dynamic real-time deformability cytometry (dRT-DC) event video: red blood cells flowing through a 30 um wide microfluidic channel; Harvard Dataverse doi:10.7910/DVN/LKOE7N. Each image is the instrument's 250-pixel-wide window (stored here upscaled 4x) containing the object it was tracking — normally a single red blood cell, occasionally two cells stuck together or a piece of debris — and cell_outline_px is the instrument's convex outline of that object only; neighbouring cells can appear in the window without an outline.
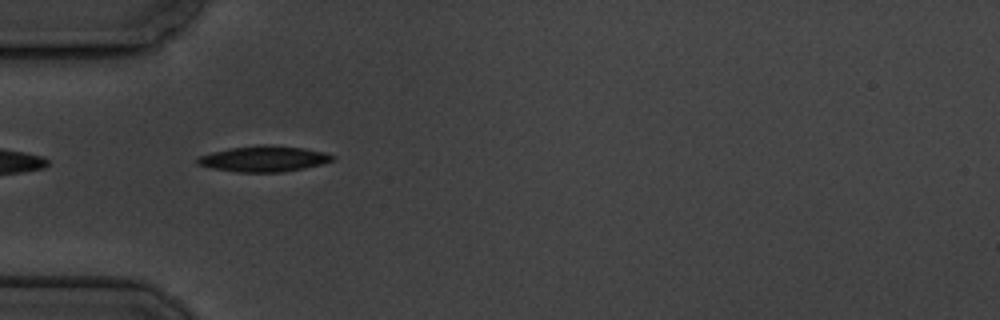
{"species": "common noctule bat (a hibernating species)", "species_latin": "Nyctalus noctula", "temperature_condition": "cold", "stored_images_in_passage": 8, "camera_frame_rate_fps": 3000, "um_per_image_px": 0.085, "animal": {"sex": "male", "body_mass_g": 19.5, "forearm_length_mm": 54.6}, "frame": {"image": 1, "passage_image": 1, "time_ms": 0.0, "image_size_px": [1000, 320], "cell_outline_px": [[336, 156], [332, 160], [320, 164], [304, 168], [280, 172], [240, 172], [212, 168], [196, 164], [196, 156], [228, 148], [260, 144], [264, 144], [304, 148], [324, 152]], "centroid_in_image_um": [22.37, 13.48], "position_along_channel_um": 62.6, "area_um2": 20.29}}
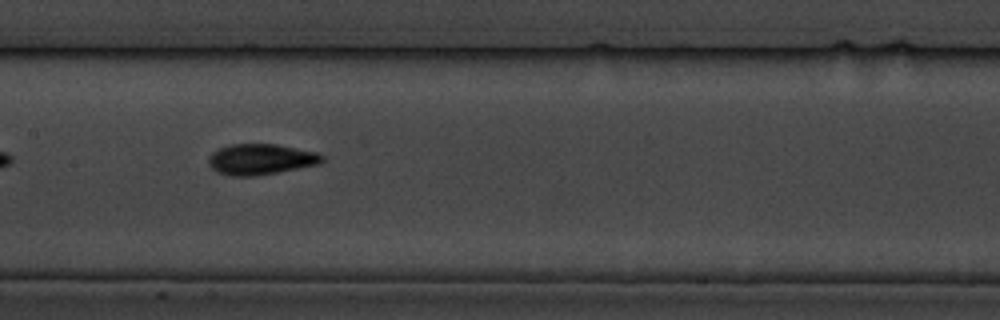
{"frame": {"image": 2, "passage_image": 4, "time_ms": 3.667, "image_size_px": [1000, 320], "cell_outline_px": [[324, 160], [320, 164], [276, 172], [252, 176], [232, 176], [216, 172], [208, 164], [208, 156], [212, 152], [220, 148], [232, 144], [276, 144], [316, 152], [324, 156]], "centroid_in_image_um": [22.14, 13.54], "position_along_channel_um": 185.3, "area_um2": 20.29}}
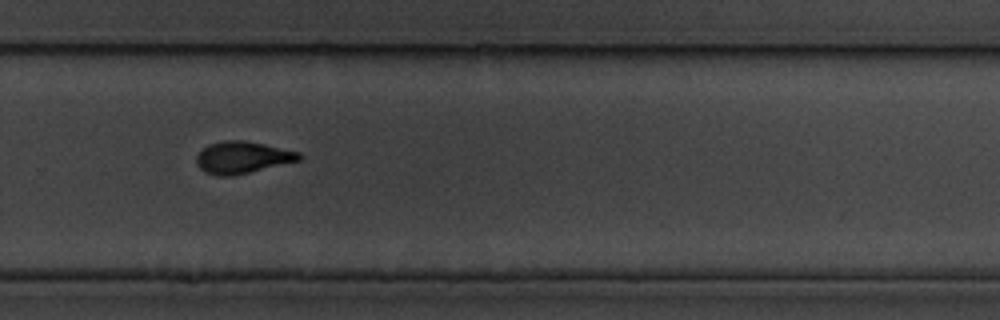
{"frame": {"image": 3, "passage_image": 7, "time_ms": 7.333, "image_size_px": [1000, 320], "cell_outline_px": [[304, 156], [300, 160], [232, 176], [216, 176], [204, 172], [196, 164], [196, 156], [208, 144], [224, 140], [244, 140], [264, 144], [300, 152]], "centroid_in_image_um": [20.59, 13.38], "position_along_channel_um": 309.2, "area_um2": 19.13}}